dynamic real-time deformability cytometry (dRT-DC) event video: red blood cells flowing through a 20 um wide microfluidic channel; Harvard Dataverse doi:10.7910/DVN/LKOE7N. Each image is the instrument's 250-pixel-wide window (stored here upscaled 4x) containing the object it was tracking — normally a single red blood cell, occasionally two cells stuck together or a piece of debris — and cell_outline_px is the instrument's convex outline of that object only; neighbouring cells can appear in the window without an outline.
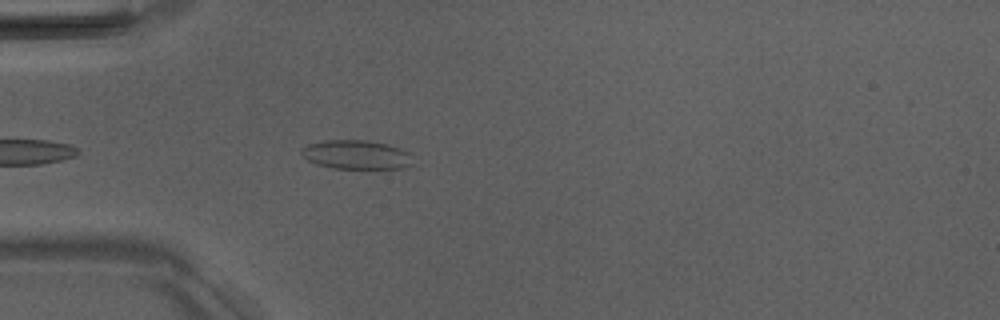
{"species": "Egyptian fruit bat (a non-hibernating species)", "species_latin": "Rousettus aegyptiacus", "temperature_condition": "room temperature", "stored_images_in_passage": 3, "camera_frame_rate_fps": 3000, "um_per_image_px": 0.085, "animal": {"sex": "male"}, "frame": {"image": 1, "passage_image": 3, "time_ms": 2.333, "image_size_px": [1000, 320], "cell_outline_px": [[412, 164], [400, 168], [332, 168], [316, 164], [300, 156], [300, 148], [308, 144], [324, 140], [368, 140], [388, 144], [400, 148], [408, 152]], "centroid_in_image_um": [30.21, 13.13], "position_along_channel_um": 54.8, "area_um2": 18.84}}